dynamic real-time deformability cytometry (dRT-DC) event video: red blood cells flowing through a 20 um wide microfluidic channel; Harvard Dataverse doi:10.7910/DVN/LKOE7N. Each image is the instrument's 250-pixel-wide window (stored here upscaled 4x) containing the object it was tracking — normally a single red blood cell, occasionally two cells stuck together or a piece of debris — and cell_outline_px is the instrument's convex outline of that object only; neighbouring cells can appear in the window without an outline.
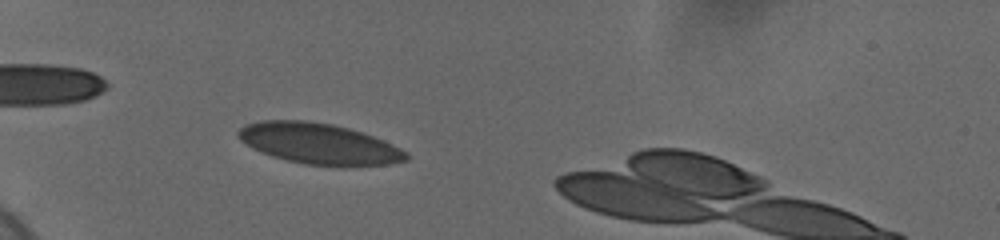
{"species": "human", "species_latin": "Homo sapiens", "temperature_condition": "cold", "stored_images_in_passage": 57, "camera_frame_rate_fps": 3000, "um_per_image_px": 0.085, "donor": {"sex": "female"}, "frame": {"image": 1, "passage_image": 1, "time_ms": 0.0, "image_size_px": [1000, 240], "cell_outline_px": [[408, 160], [388, 164], [344, 168], [304, 164], [272, 156], [260, 152], [252, 148], [240, 140], [236, 136], [236, 132], [244, 124], [260, 120], [304, 120], [332, 124], [348, 128], [384, 140], [408, 152]], "centroid_in_image_um": [27.11, 12.23], "position_along_channel_um": 57.9, "area_um2": 40.58}}
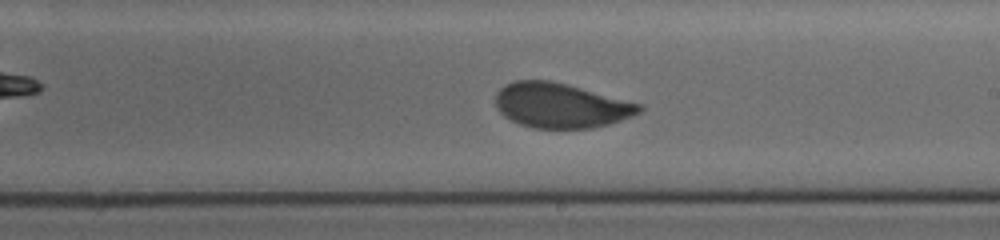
{"frame": {"image": 2, "passage_image": 28, "time_ms": 5.667, "image_size_px": [1000, 240], "cell_outline_px": [[644, 108], [640, 112], [632, 116], [608, 124], [592, 128], [532, 128], [520, 124], [504, 116], [496, 108], [496, 92], [504, 84], [516, 80], [548, 80], [568, 84], [644, 104]], "centroid_in_image_um": [47.68, 8.95], "position_along_channel_um": 241.3, "area_um2": 37.74}}
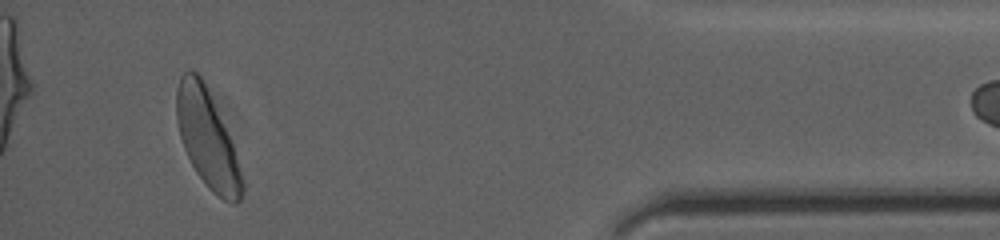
{"frame": {"image": 3, "passage_image": 55, "time_ms": 11.667, "image_size_px": [1000, 240], "cell_outline_px": [[244, 188], [240, 200], [236, 204], [232, 204], [224, 200], [212, 192], [204, 184], [196, 172], [184, 148], [180, 136], [176, 120], [176, 88], [180, 76], [188, 68], [196, 72], [200, 76], [204, 84], [232, 144], [244, 184]], "centroid_in_image_um": [17.58, 11.82], "position_along_channel_um": 417.6, "area_um2": 36.53}}